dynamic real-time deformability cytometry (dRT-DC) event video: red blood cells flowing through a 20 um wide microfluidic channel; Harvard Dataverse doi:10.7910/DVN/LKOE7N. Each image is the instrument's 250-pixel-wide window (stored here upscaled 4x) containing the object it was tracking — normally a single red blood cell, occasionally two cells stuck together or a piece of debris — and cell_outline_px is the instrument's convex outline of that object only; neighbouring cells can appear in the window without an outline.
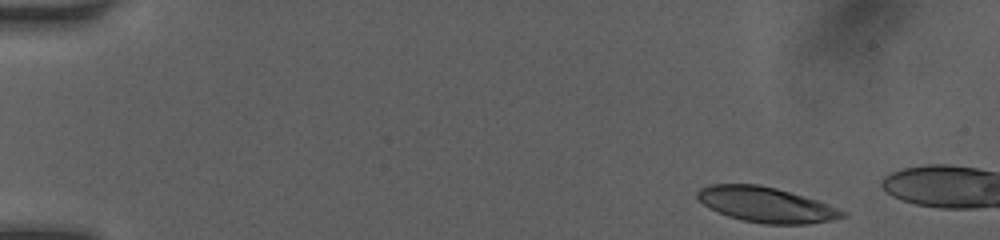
{"species": "human", "species_latin": "Homo sapiens", "temperature_condition": "room temperature", "stored_images_in_passage": 9, "camera_frame_rate_fps": 3000, "um_per_image_px": 0.085, "donor": {"sex": "female"}, "frame": {"image": 1, "passage_image": 1, "time_ms": 0.0, "image_size_px": [1000, 240], "cell_outline_px": [[848, 216], [832, 220], [808, 224], [764, 224], [744, 220], [728, 216], [704, 204], [696, 196], [696, 192], [700, 188], [708, 184], [756, 184], [776, 188], [816, 200], [828, 204], [848, 212]], "centroid_in_image_um": [65.15, 17.4], "position_along_channel_um": 19.8, "area_um2": 29.59}}